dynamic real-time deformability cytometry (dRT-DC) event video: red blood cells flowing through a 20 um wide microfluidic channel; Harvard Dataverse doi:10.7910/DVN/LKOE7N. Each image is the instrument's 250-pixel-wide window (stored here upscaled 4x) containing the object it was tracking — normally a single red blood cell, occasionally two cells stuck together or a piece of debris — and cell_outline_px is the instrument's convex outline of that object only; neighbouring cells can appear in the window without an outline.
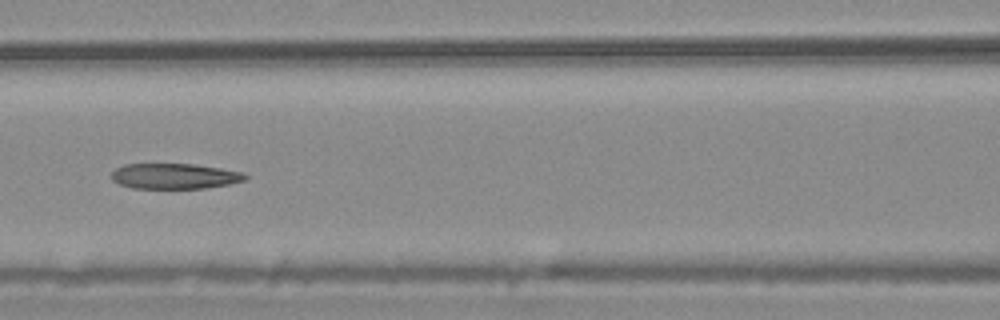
{"species": "common noctule bat (a hibernating species)", "species_latin": "Nyctalus noctula", "temperature_condition": "warm", "stored_images_in_passage": 8, "camera_frame_rate_fps": 3000, "um_per_image_px": 0.085, "animal": {"sex": "male", "body_mass_g": 20.4}, "frame": {"image": 1, "passage_image": 7, "time_ms": 2.0, "image_size_px": [1000, 320], "cell_outline_px": [[248, 176], [244, 180], [228, 184], [204, 188], [132, 188], [120, 184], [112, 180], [112, 172], [116, 168], [124, 164], [192, 164], [220, 168], [244, 172]], "centroid_in_image_um": [14.83, 14.97], "position_along_channel_um": 151.8, "area_um2": 19.71}}
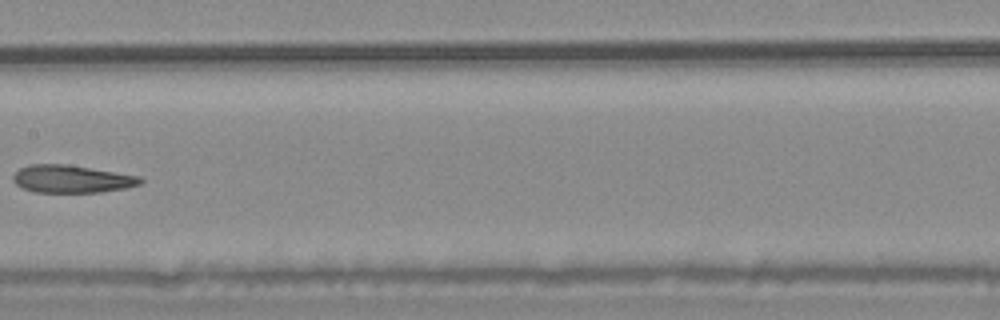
{"frame": {"image": 2, "passage_image": 8, "time_ms": 2.333, "image_size_px": [1000, 320], "cell_outline_px": [[144, 180], [140, 184], [128, 188], [100, 192], [32, 192], [20, 188], [12, 180], [12, 176], [20, 168], [28, 164], [64, 164], [140, 176]], "centroid_in_image_um": [6.06, 15.22], "position_along_channel_um": 201.3, "area_um2": 20.58}}